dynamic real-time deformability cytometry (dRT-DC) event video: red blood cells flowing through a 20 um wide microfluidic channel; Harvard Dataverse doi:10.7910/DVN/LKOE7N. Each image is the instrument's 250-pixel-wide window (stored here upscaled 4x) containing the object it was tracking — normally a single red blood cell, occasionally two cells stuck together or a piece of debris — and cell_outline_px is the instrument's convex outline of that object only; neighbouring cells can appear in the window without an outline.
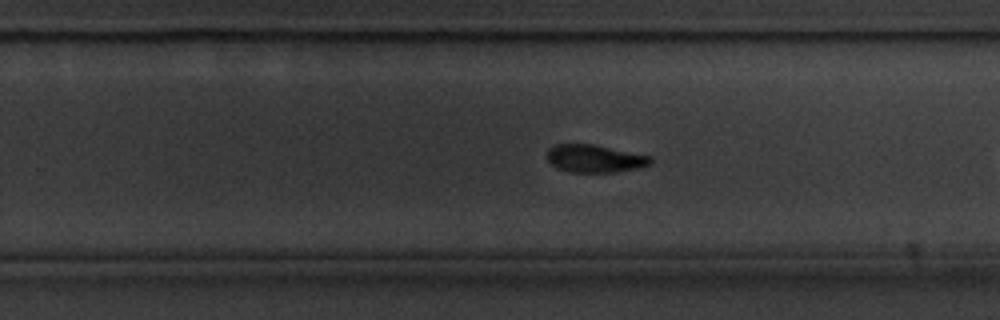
{"species": "common noctule bat (a hibernating species)", "species_latin": "Nyctalus noctula", "temperature_condition": "cold", "stored_images_in_passage": 36, "camera_frame_rate_fps": 3000, "um_per_image_px": 0.085, "animal": {"sex": "male", "body_mass_g": 20.1, "forearm_length_mm": 53.5}, "frame": {"image": 1, "passage_image": 21, "time_ms": 6.667, "image_size_px": [1000, 320], "cell_outline_px": [[652, 164], [640, 168], [616, 172], [568, 172], [556, 168], [548, 160], [548, 148], [556, 144], [592, 144], [652, 156]], "centroid_in_image_um": [50.58, 13.48], "position_along_channel_um": 279.2, "area_um2": 16.82}, "authors_computed_cell_mechanics": {"area_um2": 17.6001, "velocity_mm_per_s": 3.5435, "shape_relaxation_time_tau1_ms": 2.9638, "shape_relaxation_time_tau2_ms": 10.2334, "deformation_change_tau1": 0.1311, "deformation_change_tau2": 0.1839}}